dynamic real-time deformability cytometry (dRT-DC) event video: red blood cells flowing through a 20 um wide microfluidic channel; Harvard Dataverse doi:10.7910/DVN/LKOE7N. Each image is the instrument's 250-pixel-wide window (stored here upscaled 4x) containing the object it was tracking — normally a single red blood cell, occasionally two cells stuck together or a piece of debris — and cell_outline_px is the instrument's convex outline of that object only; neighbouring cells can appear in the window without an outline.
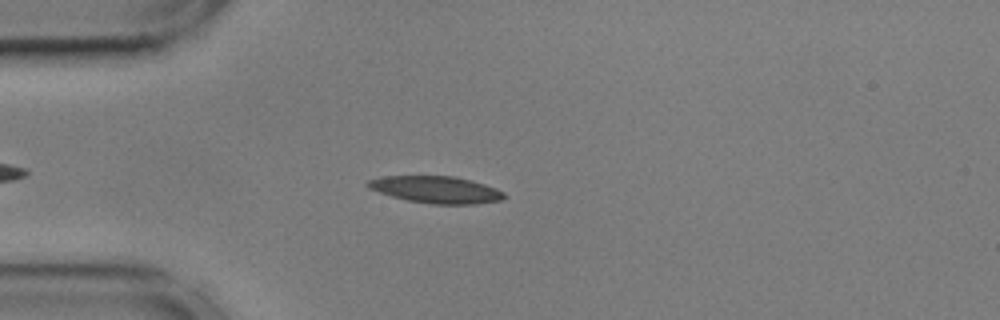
{"species": "common noctule bat (a hibernating species)", "species_latin": "Nyctalus noctula", "temperature_condition": "cold", "stored_images_in_passage": 41, "camera_frame_rate_fps": 3000, "um_per_image_px": 0.085, "animal": {"sex": "male", "body_mass_g": 17.9, "forearm_length_mm": 54.2}, "frame": {"image": 1, "passage_image": 8, "time_ms": 2.333, "image_size_px": [1000, 320], "cell_outline_px": [[508, 196], [504, 200], [476, 204], [432, 204], [408, 200], [392, 196], [368, 188], [364, 184], [368, 180], [380, 176], [452, 176], [484, 184], [496, 188], [504, 192]], "centroid_in_image_um": [37.08, 16.12], "position_along_channel_um": 47.9, "area_um2": 21.44}}
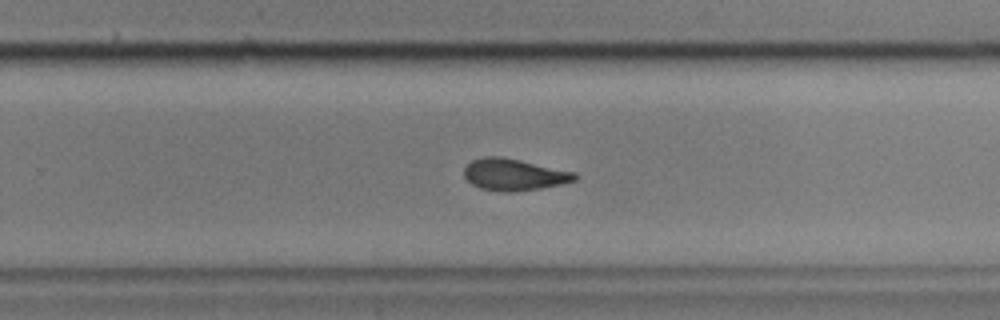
{"frame": {"image": 2, "passage_image": 29, "time_ms": 9.333, "image_size_px": [1000, 320], "cell_outline_px": [[580, 176], [576, 180], [560, 184], [540, 188], [512, 192], [504, 192], [480, 188], [472, 184], [464, 176], [464, 168], [472, 160], [484, 156], [500, 156], [520, 160], [576, 172]], "centroid_in_image_um": [43.7, 14.83], "position_along_channel_um": 286.1, "area_um2": 20.46}}
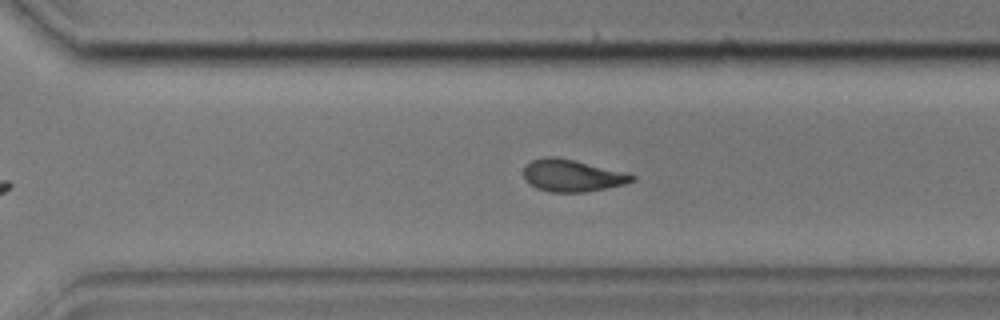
{"frame": {"image": 3, "passage_image": 32, "time_ms": 10.333, "image_size_px": [1000, 320], "cell_outline_px": [[636, 180], [624, 184], [584, 192], [548, 192], [536, 188], [524, 180], [524, 168], [532, 160], [548, 156], [556, 156], [628, 172], [636, 176]], "centroid_in_image_um": [48.65, 14.92], "position_along_channel_um": 322.0, "area_um2": 20.35}, "authors_computed_cell_mechanics": {"area_um2": 20.6924, "velocity_mm_per_s": 3.5938, "shape_relaxation_time_tau1_ms": 3.6813, "shape_relaxation_time_tau2_ms": 3.2958, "deformation_change_tau1": 0.1499, "deformation_change_tau2": 0.1041}}